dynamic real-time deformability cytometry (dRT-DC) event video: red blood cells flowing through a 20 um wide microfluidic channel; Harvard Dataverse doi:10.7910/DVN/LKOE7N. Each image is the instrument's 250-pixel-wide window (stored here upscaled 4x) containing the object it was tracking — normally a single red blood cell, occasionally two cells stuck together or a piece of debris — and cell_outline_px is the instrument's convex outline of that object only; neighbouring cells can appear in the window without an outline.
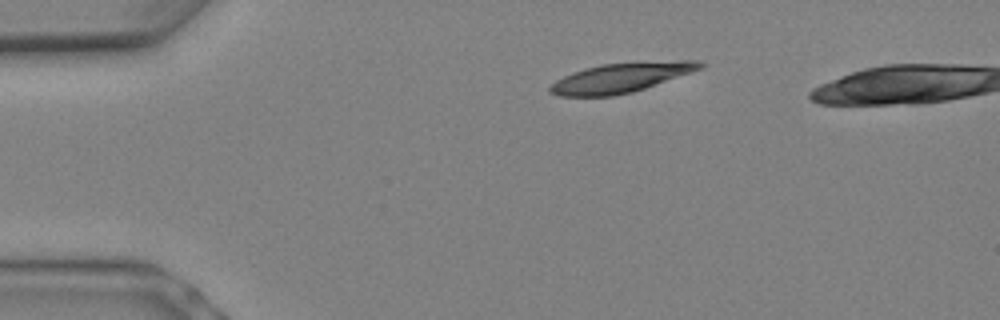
{"species": "Egyptian fruit bat (a non-hibernating species)", "species_latin": "Rousettus aegyptiacus", "temperature_condition": "warm", "stored_images_in_passage": 6, "camera_frame_rate_fps": 3000, "um_per_image_px": 0.085, "animal": {"sex": "female"}, "frame": {"image": 1, "passage_image": 1, "time_ms": 0.0, "image_size_px": [1000, 320], "cell_outline_px": [[708, 64], [704, 68], [632, 92], [612, 96], [556, 96], [548, 92], [548, 88], [556, 80], [572, 72], [584, 68], [604, 64], [680, 60], [700, 60]], "centroid_in_image_um": [52.8, 6.6], "position_along_channel_um": 32.2, "area_um2": 25.84}}
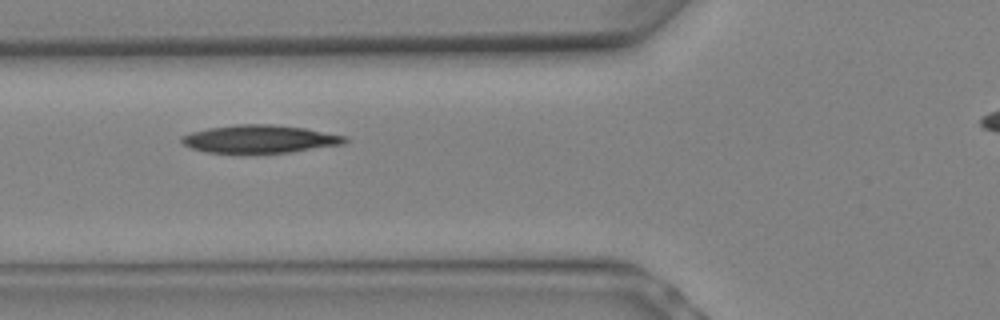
{"frame": {"image": 2, "passage_image": 5, "time_ms": 1.333, "image_size_px": [1000, 320], "cell_outline_px": [[348, 140], [344, 144], [292, 152], [252, 156], [244, 156], [204, 152], [192, 148], [184, 144], [180, 140], [180, 136], [192, 132], [208, 128], [236, 124], [272, 124], [304, 128], [348, 136]], "centroid_in_image_um": [22.05, 11.86], "position_along_channel_um": 103.7, "area_um2": 27.8}}
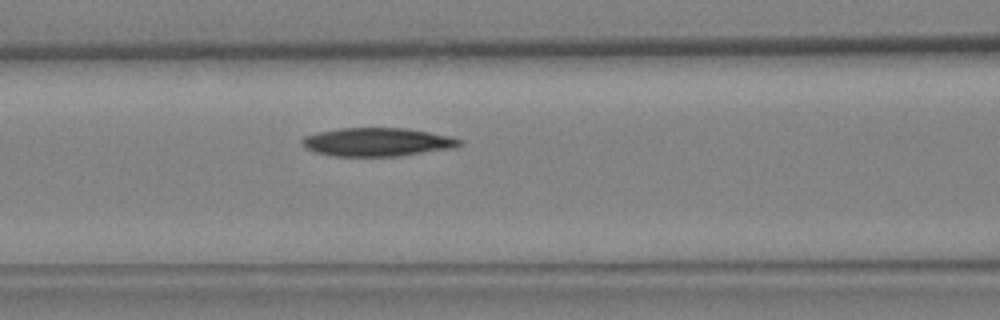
{"frame": {"image": 3, "passage_image": 6, "time_ms": 1.667, "image_size_px": [1000, 320], "cell_outline_px": [[464, 144], [456, 148], [400, 156], [332, 156], [316, 152], [304, 148], [300, 144], [300, 140], [304, 136], [320, 132], [340, 128], [404, 128], [428, 132], [448, 136], [464, 140]], "centroid_in_image_um": [32.08, 12.08], "position_along_channel_um": 134.5, "area_um2": 26.3}}